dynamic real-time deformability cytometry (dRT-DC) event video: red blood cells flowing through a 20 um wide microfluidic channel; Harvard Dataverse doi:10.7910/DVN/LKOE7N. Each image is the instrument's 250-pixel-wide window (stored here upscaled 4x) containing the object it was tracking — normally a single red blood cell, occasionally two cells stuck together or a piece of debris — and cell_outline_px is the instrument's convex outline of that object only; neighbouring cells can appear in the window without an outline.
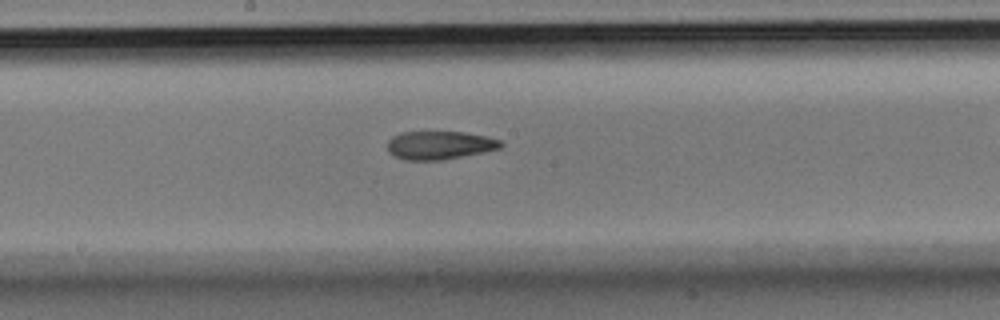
{"species": "Egyptian fruit bat (a non-hibernating species)", "species_latin": "Rousettus aegyptiacus", "temperature_condition": "room temperature", "stored_images_in_passage": 20, "camera_frame_rate_fps": 3000, "um_per_image_px": 0.085, "animal": {"sex": "male"}, "frame": {"image": 1, "passage_image": 9, "time_ms": 2.667, "image_size_px": [1000, 320], "cell_outline_px": [[504, 144], [500, 148], [484, 152], [444, 160], [404, 160], [388, 152], [388, 140], [392, 136], [400, 132], [464, 132], [484, 136], [500, 140]], "centroid_in_image_um": [37.35, 12.34], "position_along_channel_um": 210.8, "area_um2": 18.73}}